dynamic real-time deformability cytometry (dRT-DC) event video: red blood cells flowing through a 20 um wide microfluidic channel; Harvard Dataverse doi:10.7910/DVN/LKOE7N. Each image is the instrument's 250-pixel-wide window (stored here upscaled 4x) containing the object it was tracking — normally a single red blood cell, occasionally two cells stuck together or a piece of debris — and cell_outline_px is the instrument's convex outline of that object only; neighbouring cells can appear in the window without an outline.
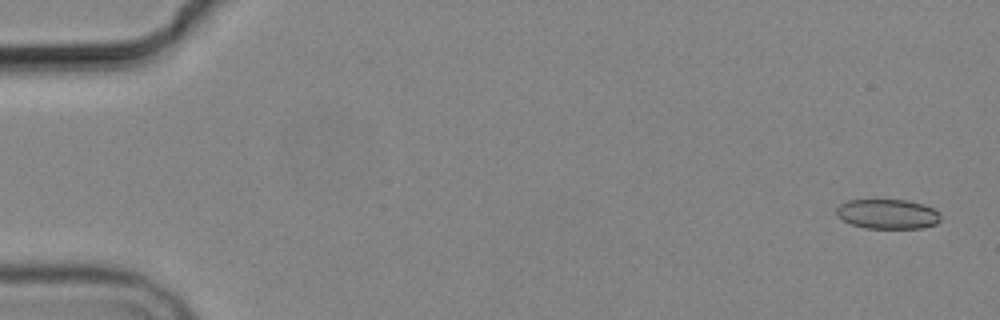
{"species": "common noctule bat (a hibernating species)", "species_latin": "Nyctalus noctula", "temperature_condition": "cold", "stored_images_in_passage": 6, "camera_frame_rate_fps": 3000, "um_per_image_px": 0.085, "animal": {"sex": "male", "body_mass_g": 19.2, "forearm_length_mm": 51.8}, "frame": {"image": 1, "passage_image": 1, "time_ms": 0.0, "image_size_px": [1000, 320], "cell_outline_px": [[940, 220], [936, 224], [924, 228], [864, 228], [852, 224], [836, 216], [836, 208], [840, 204], [848, 200], [908, 200], [924, 204], [940, 212]], "centroid_in_image_um": [75.46, 18.19], "position_along_channel_um": 9.5, "area_um2": 18.15}}